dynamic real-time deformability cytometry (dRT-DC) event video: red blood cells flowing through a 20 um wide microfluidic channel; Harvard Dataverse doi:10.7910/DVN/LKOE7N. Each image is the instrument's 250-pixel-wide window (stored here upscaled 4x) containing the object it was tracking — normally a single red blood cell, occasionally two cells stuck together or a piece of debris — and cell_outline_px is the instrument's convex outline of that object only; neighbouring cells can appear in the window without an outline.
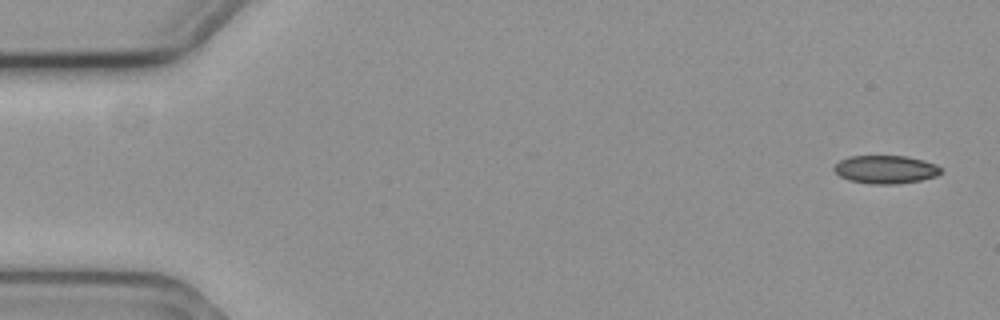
{"species": "common noctule bat (a hibernating species)", "species_latin": "Nyctalus noctula", "temperature_condition": "cold", "stored_images_in_passage": 5, "camera_frame_rate_fps": 3000, "um_per_image_px": 0.085, "animal": {"sex": "female", "body_mass_g": 19.3, "forearm_length_mm": 54.1}, "frame": {"image": 1, "passage_image": 1, "time_ms": 0.0, "image_size_px": [1000, 320], "cell_outline_px": [[944, 172], [936, 176], [920, 180], [896, 184], [872, 184], [848, 180], [840, 176], [832, 168], [840, 160], [848, 156], [904, 156], [924, 160], [936, 164]], "centroid_in_image_um": [75.28, 14.4], "position_along_channel_um": 9.7, "area_um2": 17.57}}